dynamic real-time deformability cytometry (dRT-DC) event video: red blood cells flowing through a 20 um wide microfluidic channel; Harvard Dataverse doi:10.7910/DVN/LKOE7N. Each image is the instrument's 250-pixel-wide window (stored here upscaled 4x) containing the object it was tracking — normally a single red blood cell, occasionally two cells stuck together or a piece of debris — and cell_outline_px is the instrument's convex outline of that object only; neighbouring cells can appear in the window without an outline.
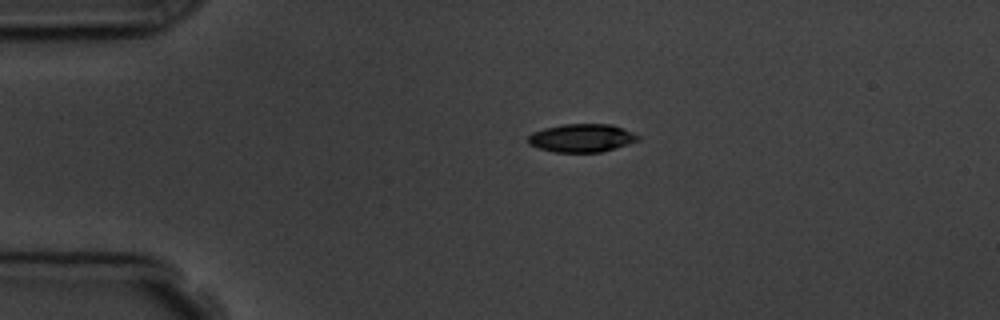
{"species": "common noctule bat (a hibernating species)", "species_latin": "Nyctalus noctula", "temperature_condition": "room temperature", "stored_images_in_passage": 3, "camera_frame_rate_fps": 3000, "um_per_image_px": 0.085, "animal": {"sex": "male", "body_mass_g": 19.5, "forearm_length_mm": 54.6}, "frame": {"image": 1, "passage_image": 2, "time_ms": 1.333, "image_size_px": [1000, 320], "cell_outline_px": [[640, 140], [600, 152], [556, 152], [540, 148], [528, 144], [528, 136], [532, 132], [544, 128], [560, 124], [612, 124], [624, 128], [640, 136]], "centroid_in_image_um": [49.44, 11.71], "position_along_channel_um": 35.6, "area_um2": 18.03}}